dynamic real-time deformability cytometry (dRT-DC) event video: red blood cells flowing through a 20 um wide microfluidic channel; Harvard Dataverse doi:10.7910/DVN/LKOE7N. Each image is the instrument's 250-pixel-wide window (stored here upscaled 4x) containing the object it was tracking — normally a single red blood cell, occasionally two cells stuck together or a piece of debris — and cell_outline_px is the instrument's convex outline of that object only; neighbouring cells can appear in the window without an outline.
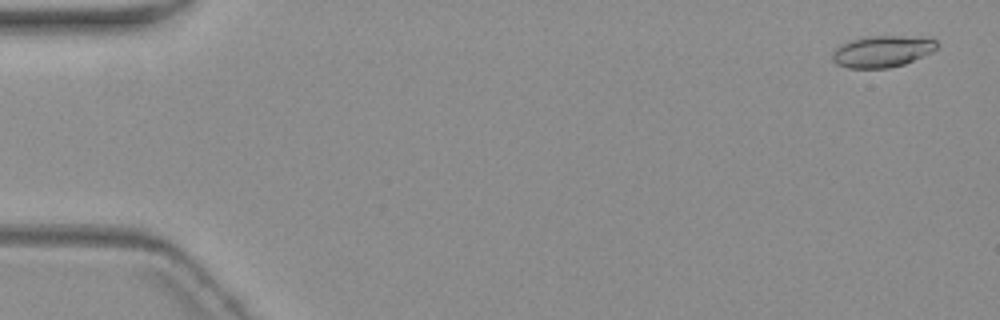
{"species": "common noctule bat (a hibernating species)", "species_latin": "Nyctalus noctula", "temperature_condition": "warm", "stored_images_in_passage": 3, "camera_frame_rate_fps": 3000, "um_per_image_px": 0.085, "animal": {"sex": "female", "body_mass_g": 19.3, "forearm_length_mm": 54.1}, "frame": {"image": 1, "passage_image": 1, "time_ms": 0.0, "image_size_px": [1000, 320], "cell_outline_px": [[940, 44], [932, 52], [904, 64], [888, 68], [848, 68], [836, 64], [832, 60], [832, 52], [840, 44], [852, 40], [868, 36], [900, 36], [936, 40]], "centroid_in_image_um": [74.95, 4.38], "position_along_channel_um": 10.0, "area_um2": 19.07}}